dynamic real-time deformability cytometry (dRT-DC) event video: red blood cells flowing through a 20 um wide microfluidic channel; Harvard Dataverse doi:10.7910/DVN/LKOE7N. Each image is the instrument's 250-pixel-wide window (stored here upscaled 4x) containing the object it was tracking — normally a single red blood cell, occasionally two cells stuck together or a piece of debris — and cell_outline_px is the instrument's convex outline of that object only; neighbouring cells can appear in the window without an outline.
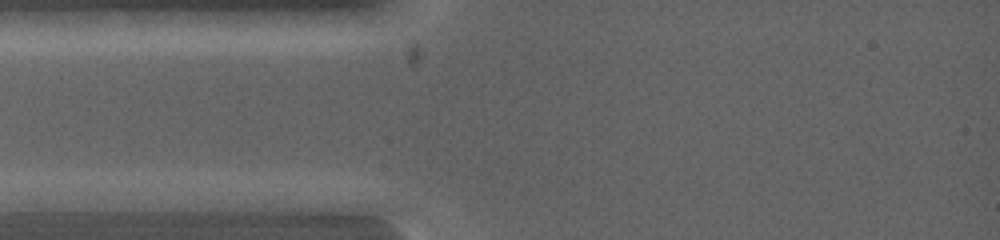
{"species": "common noctule bat (a hibernating species)", "species_latin": "Nyctalus noctula", "temperature_condition": "warm", "stored_images_in_passage": 3, "camera_frame_rate_fps": 5000, "um_per_image_px": 0.085, "animal": {"sex": "female", "body_mass_g": 19.0, "forearm_length_mm": 53.3}, "frame": {"image": 1, "passage_image": 1, "time_ms": 0.0, "image_size_px": [1000, 240], "cell_outline_px": [[124, 200], [112, 212], [16, 212], [20, 200], [112, 192]], "centroid_in_image_um": [6.16, 17.32], "position_along_channel_um": 78.8, "area_um2": 11.68}}